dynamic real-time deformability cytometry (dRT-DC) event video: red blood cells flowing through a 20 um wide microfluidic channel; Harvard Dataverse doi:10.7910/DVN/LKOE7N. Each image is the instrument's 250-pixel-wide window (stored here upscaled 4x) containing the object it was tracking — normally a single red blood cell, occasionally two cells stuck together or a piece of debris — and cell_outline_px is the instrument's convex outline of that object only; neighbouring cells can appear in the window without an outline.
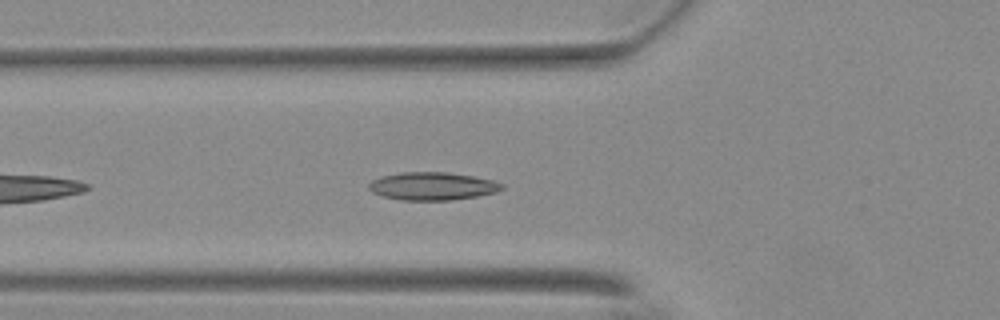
{"species": "Egyptian fruit bat (a non-hibernating species)", "species_latin": "Rousettus aegyptiacus", "temperature_condition": "warm", "stored_images_in_passage": 23, "camera_frame_rate_fps": 3000, "um_per_image_px": 0.085, "animal": {"sex": "female"}, "frame": {"image": 1, "passage_image": 6, "time_ms": 1.667, "image_size_px": [1000, 320], "cell_outline_px": [[504, 188], [496, 192], [476, 196], [452, 200], [400, 200], [384, 196], [372, 192], [368, 188], [368, 184], [372, 180], [380, 176], [400, 172], [448, 172], [472, 176], [492, 180], [504, 184]], "centroid_in_image_um": [36.74, 15.82], "position_along_channel_um": 89.1, "area_um2": 21.68}}
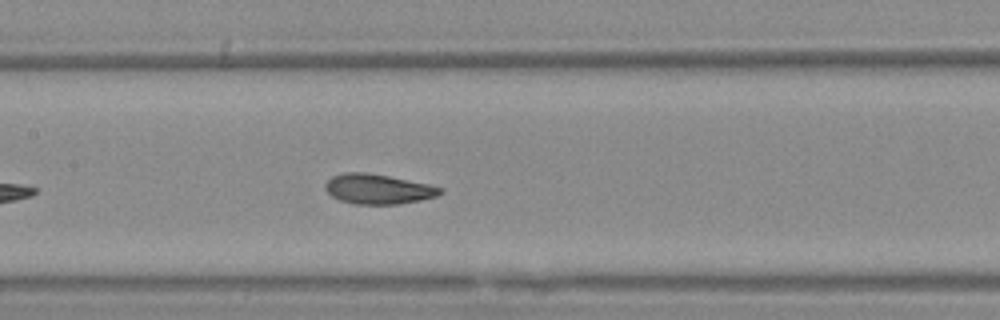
{"frame": {"image": 2, "passage_image": 13, "time_ms": 4.0, "image_size_px": [1000, 320], "cell_outline_px": [[444, 192], [436, 196], [420, 200], [400, 204], [352, 204], [340, 200], [332, 196], [324, 188], [324, 184], [332, 176], [344, 172], [364, 172], [388, 176], [428, 184], [444, 188]], "centroid_in_image_um": [32.13, 16.07], "position_along_channel_um": 175.3, "area_um2": 20.06}}
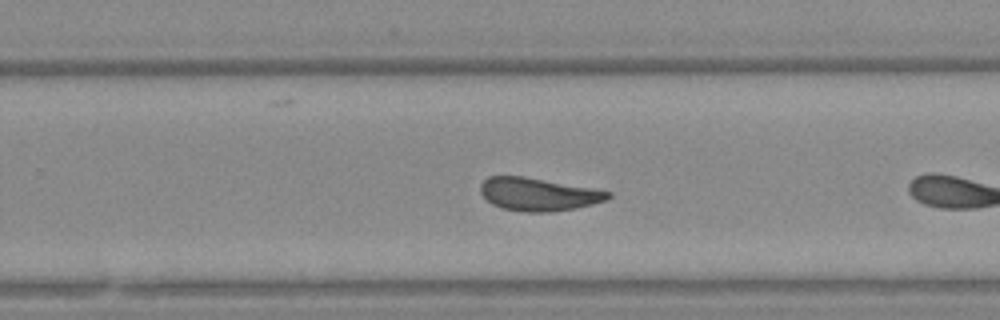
{"frame": {"image": 3, "passage_image": 19, "time_ms": 6.0, "image_size_px": [1000, 320], "cell_outline_px": [[612, 196], [608, 200], [592, 204], [552, 212], [524, 212], [500, 208], [492, 204], [480, 192], [480, 184], [488, 176], [524, 176], [592, 188], [612, 192]], "centroid_in_image_um": [45.75, 16.51], "position_along_channel_um": 284.1, "area_um2": 24.51}}